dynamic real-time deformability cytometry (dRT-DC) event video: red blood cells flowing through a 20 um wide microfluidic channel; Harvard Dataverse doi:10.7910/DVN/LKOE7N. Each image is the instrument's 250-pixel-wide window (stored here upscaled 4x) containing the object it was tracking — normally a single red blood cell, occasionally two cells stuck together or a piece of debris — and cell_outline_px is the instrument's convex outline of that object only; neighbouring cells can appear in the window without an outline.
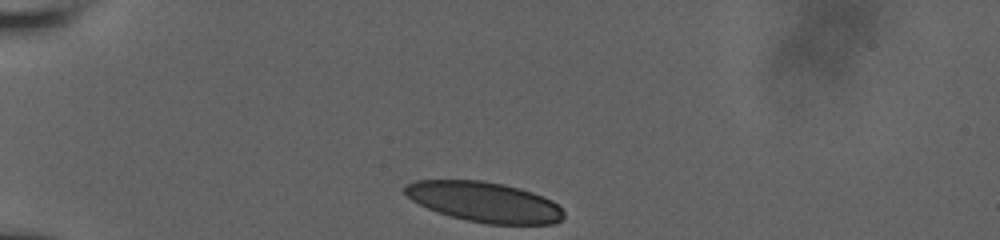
{"species": "human", "species_latin": "Homo sapiens", "temperature_condition": "room temperature", "stored_images_in_passage": 16, "camera_frame_rate_fps": 3000, "um_per_image_px": 0.085, "donor": {"sex": "male"}, "frame": {"image": 1, "passage_image": 1, "time_ms": 0.0, "image_size_px": [1000, 240], "cell_outline_px": [[564, 216], [560, 220], [552, 224], [488, 224], [468, 220], [452, 216], [428, 208], [412, 200], [404, 192], [404, 184], [416, 180], [480, 180], [504, 184], [520, 188], [544, 196], [552, 200], [564, 212]], "centroid_in_image_um": [41.18, 17.15], "position_along_channel_um": 43.8, "area_um2": 36.99}}
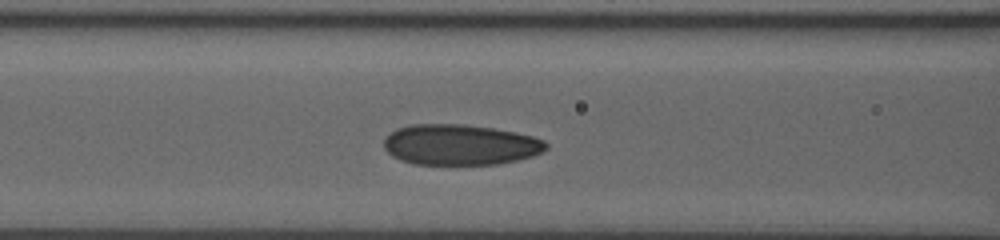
{"frame": {"image": 2, "passage_image": 11, "time_ms": 3.333, "image_size_px": [1000, 240], "cell_outline_px": [[548, 148], [544, 152], [532, 156], [500, 164], [412, 164], [400, 160], [392, 156], [384, 148], [384, 136], [396, 128], [412, 124], [460, 124], [492, 128], [532, 136], [544, 140], [548, 144]], "centroid_in_image_um": [39.08, 12.3], "position_along_channel_um": 127.5, "area_um2": 38.55}}
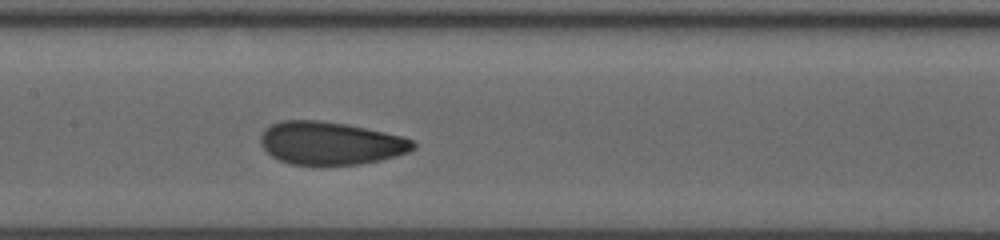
{"frame": {"image": 3, "passage_image": 16, "time_ms": 4.667, "image_size_px": [1000, 240], "cell_outline_px": [[416, 148], [408, 152], [396, 156], [380, 160], [360, 164], [288, 164], [272, 156], [260, 144], [260, 136], [264, 128], [280, 120], [320, 120], [348, 124], [404, 136], [412, 140], [416, 144]], "centroid_in_image_um": [28.1, 12.15], "position_along_channel_um": 179.3, "area_um2": 38.32}}